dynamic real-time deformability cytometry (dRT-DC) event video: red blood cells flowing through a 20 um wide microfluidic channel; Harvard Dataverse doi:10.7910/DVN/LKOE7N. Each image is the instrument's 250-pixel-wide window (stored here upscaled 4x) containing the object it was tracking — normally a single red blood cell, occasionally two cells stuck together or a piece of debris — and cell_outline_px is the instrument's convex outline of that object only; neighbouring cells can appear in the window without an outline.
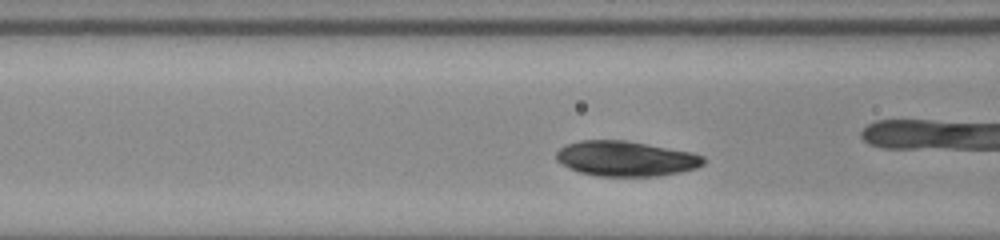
{"species": "common noctule bat (a hibernating species)", "species_latin": "Nyctalus noctula", "temperature_condition": "room temperature", "stored_images_in_passage": 44, "camera_frame_rate_fps": 3000, "um_per_image_px": 0.085, "animal": {"sex": "male", "body_mass_g": 20.0, "forearm_length_mm": 53.3}, "frame": {"image": 1, "passage_image": 20, "time_ms": 6.333, "image_size_px": [1000, 240], "cell_outline_px": [[704, 164], [696, 168], [680, 172], [656, 176], [596, 176], [580, 172], [568, 168], [556, 160], [556, 152], [564, 144], [580, 140], [624, 140], [648, 144], [692, 152], [704, 156]], "centroid_in_image_um": [53.17, 13.48], "position_along_channel_um": 113.4, "area_um2": 30.29}}